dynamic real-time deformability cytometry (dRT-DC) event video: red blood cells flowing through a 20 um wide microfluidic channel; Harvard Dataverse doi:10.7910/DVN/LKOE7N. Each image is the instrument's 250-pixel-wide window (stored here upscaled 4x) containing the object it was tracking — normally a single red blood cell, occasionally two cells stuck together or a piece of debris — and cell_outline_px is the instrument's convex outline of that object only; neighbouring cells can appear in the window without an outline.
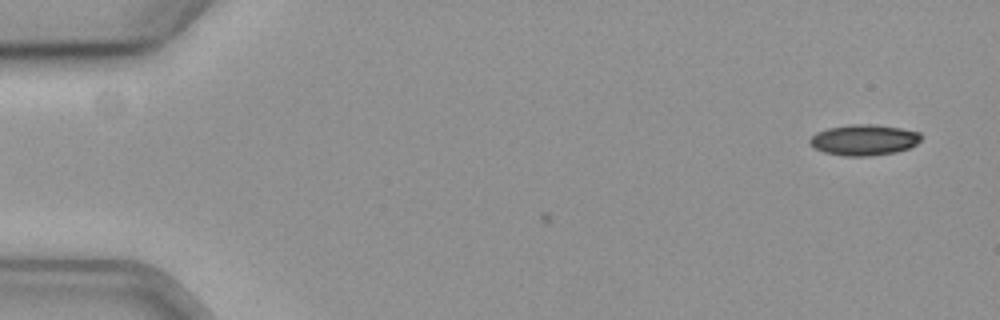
{"species": "common noctule bat (a hibernating species)", "species_latin": "Nyctalus noctula", "temperature_condition": "cold", "stored_images_in_passage": 14, "camera_frame_rate_fps": 3000, "um_per_image_px": 0.085, "animal": {"sex": "female", "body_mass_g": 19.3, "forearm_length_mm": 54.1}, "frame": {"image": 1, "passage_image": 14, "time_ms": 4.333, "image_size_px": [1000, 320], "cell_outline_px": [[920, 140], [916, 144], [908, 148], [896, 152], [872, 156], [844, 156], [824, 152], [816, 148], [808, 140], [816, 132], [828, 128], [852, 124], [872, 124], [900, 128], [920, 132]], "centroid_in_image_um": [73.44, 11.89], "position_along_channel_um": 11.6, "area_um2": 19.88}}